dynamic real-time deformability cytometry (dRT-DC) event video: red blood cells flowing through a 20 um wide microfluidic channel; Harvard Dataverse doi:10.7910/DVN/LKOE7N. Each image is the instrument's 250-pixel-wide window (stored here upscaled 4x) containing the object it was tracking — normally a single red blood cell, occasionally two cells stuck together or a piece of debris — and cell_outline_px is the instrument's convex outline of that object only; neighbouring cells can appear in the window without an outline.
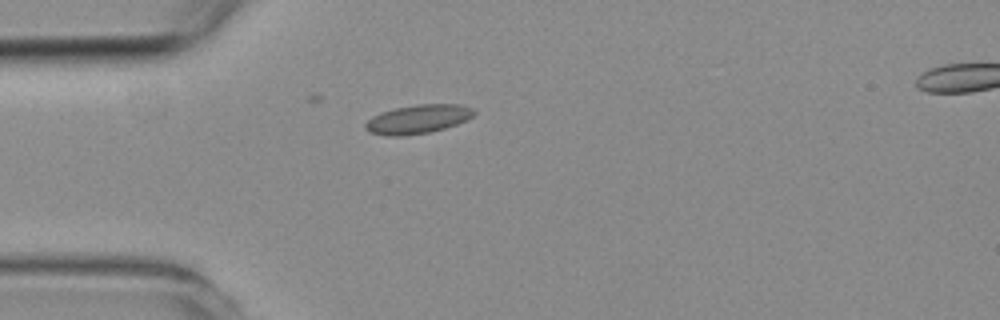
{"species": "common noctule bat (a hibernating species)", "species_latin": "Nyctalus noctula", "temperature_condition": "room temperature", "stored_images_in_passage": 4, "camera_frame_rate_fps": 3000, "um_per_image_px": 0.085, "animal": {"sex": "female", "body_mass_g": 19.3, "forearm_length_mm": 54.1}, "frame": {"image": 1, "passage_image": 2, "time_ms": 2.333, "image_size_px": [1000, 320], "cell_outline_px": [[476, 112], [472, 116], [456, 124], [444, 128], [428, 132], [400, 136], [388, 136], [368, 132], [364, 128], [364, 124], [372, 116], [396, 108], [420, 104], [460, 104], [472, 108]], "centroid_in_image_um": [35.5, 10.13], "position_along_channel_um": 49.5, "area_um2": 17.98}}
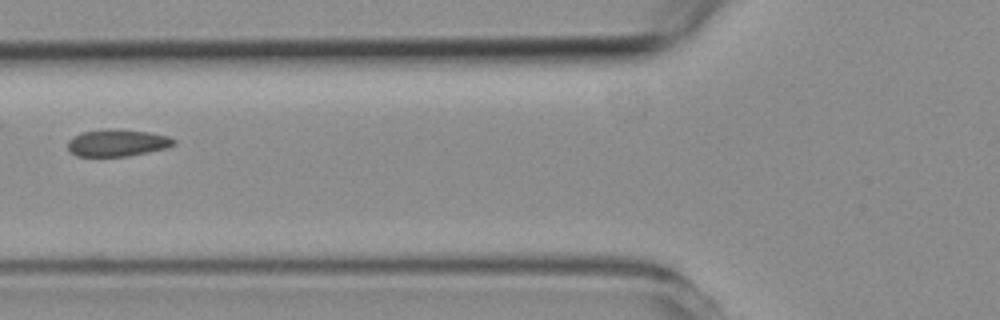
{"frame": {"image": 2, "passage_image": 4, "time_ms": 4.333, "image_size_px": [1000, 320], "cell_outline_px": [[176, 144], [168, 148], [128, 156], [76, 156], [68, 152], [68, 140], [84, 132], [108, 128], [148, 132], [168, 136], [176, 140]], "centroid_in_image_um": [9.99, 12.15], "position_along_channel_um": 115.8, "area_um2": 16.7}}